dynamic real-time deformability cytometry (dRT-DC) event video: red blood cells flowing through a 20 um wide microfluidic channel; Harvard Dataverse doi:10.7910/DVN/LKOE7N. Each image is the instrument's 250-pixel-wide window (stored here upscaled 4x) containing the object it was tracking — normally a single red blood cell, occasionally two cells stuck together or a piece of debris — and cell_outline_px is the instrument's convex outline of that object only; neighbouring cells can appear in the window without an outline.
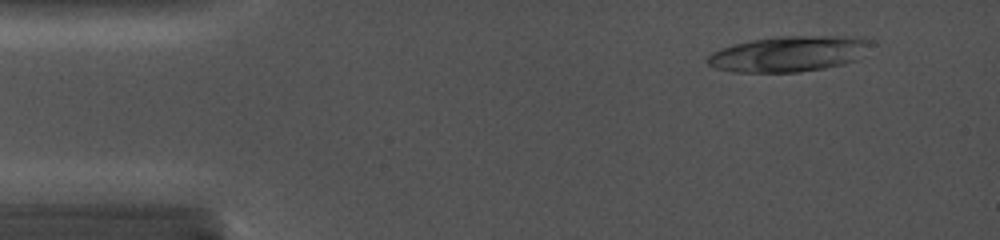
{"species": "common noctule bat (a hibernating species)", "species_latin": "Nyctalus noctula", "temperature_condition": "cold", "stored_images_in_passage": 13, "camera_frame_rate_fps": 5000, "um_per_image_px": 0.085, "animal": {"sex": "female", "body_mass_g": 19.0, "forearm_length_mm": 56.7}, "frame": {"image": 1, "passage_image": 1, "time_ms": 0.0, "image_size_px": [1000, 240], "cell_outline_px": [[872, 44], [856, 60], [844, 64], [824, 68], [800, 72], [736, 72], [716, 68], [708, 64], [704, 60], [712, 52], [720, 48], [732, 44], [752, 40], [780, 36], [860, 36], [872, 40]], "centroid_in_image_um": [67.05, 4.57], "position_along_channel_um": 17.9, "area_um2": 34.1}}